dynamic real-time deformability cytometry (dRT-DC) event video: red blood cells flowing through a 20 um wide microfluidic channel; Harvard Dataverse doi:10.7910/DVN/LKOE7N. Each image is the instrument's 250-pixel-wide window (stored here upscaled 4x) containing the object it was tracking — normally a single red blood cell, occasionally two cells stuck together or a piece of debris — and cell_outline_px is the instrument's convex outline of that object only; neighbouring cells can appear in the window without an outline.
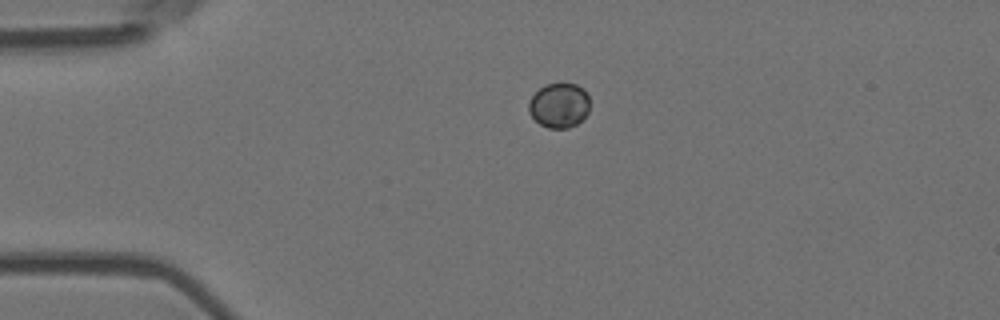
{"species": "Egyptian fruit bat (a non-hibernating species)", "species_latin": "Rousettus aegyptiacus", "temperature_condition": "room temperature", "stored_images_in_passage": 2, "camera_frame_rate_fps": 3000, "um_per_image_px": 0.085, "animal": {"sex": "female"}, "frame": {"image": 1, "passage_image": 1, "time_ms": 0.0, "image_size_px": [1000, 320], "cell_outline_px": [[588, 112], [576, 124], [568, 128], [548, 128], [540, 124], [528, 112], [528, 104], [532, 96], [544, 84], [560, 80], [576, 84], [588, 96]], "centroid_in_image_um": [47.49, 8.91], "position_along_channel_um": 37.5, "area_um2": 16.07}}